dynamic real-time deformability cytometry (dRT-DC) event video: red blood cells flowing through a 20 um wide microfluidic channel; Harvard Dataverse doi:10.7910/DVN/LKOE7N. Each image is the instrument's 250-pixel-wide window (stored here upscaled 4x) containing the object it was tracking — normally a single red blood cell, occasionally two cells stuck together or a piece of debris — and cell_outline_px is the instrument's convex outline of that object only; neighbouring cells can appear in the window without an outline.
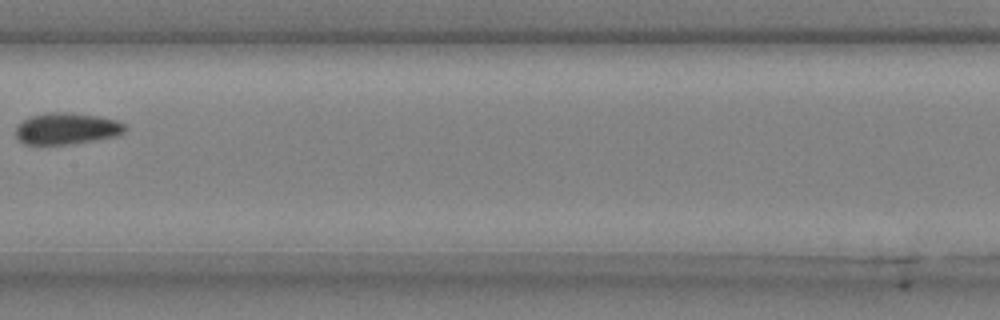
{"species": "common noctule bat (a hibernating species)", "species_latin": "Nyctalus noctula", "temperature_condition": "cold", "stored_images_in_passage": 7, "camera_frame_rate_fps": 3000, "um_per_image_px": 0.085, "animal": {"sex": "male", "body_mass_g": 20.4}, "frame": {"image": 1, "passage_image": 6, "time_ms": 1.667, "image_size_px": [1000, 320], "cell_outline_px": [[128, 128], [124, 132], [116, 136], [68, 144], [24, 144], [16, 140], [16, 128], [24, 120], [32, 116], [48, 112], [68, 112], [96, 116], [116, 120], [124, 124]], "centroid_in_image_um": [5.65, 10.93], "position_along_channel_um": 201.7, "area_um2": 19.88}}
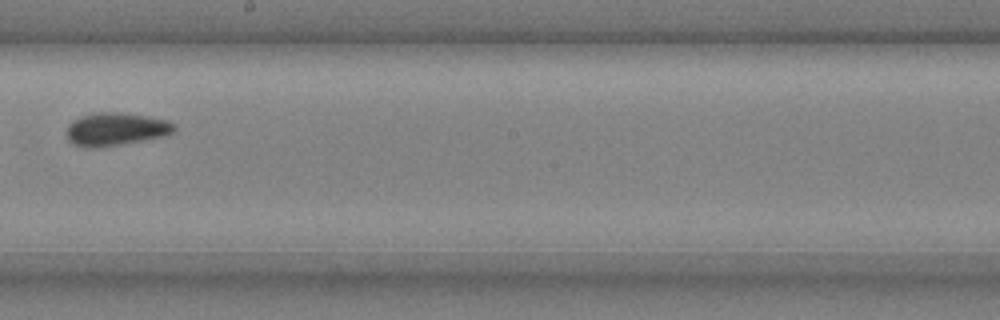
{"frame": {"image": 2, "passage_image": 7, "time_ms": 2.0, "image_size_px": [1000, 320], "cell_outline_px": [[176, 128], [172, 132], [164, 136], [120, 144], [92, 148], [80, 148], [72, 144], [68, 140], [68, 124], [72, 120], [80, 116], [96, 112], [120, 112], [148, 116], [168, 120], [176, 124]], "centroid_in_image_um": [9.82, 10.97], "position_along_channel_um": 238.4, "area_um2": 20.81}}